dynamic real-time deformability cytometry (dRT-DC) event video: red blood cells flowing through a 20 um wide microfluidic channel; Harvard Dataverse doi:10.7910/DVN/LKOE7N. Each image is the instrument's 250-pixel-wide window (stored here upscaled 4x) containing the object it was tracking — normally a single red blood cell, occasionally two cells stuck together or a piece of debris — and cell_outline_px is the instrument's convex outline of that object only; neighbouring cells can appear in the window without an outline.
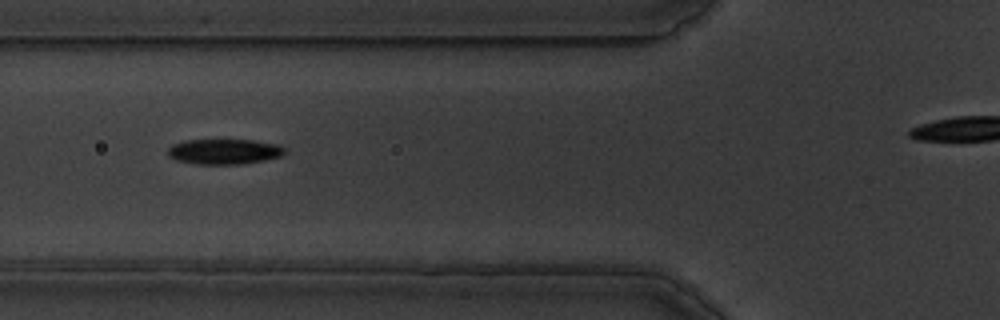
{"species": "common noctule bat (a hibernating species)", "species_latin": "Nyctalus noctula", "temperature_condition": "warm", "stored_images_in_passage": 36, "camera_frame_rate_fps": 3000, "um_per_image_px": 0.085, "animal": {"sex": "male", "body_mass_g": 19.5, "forearm_length_mm": 54.6}, "frame": {"image": 1, "passage_image": 7, "time_ms": 2.0, "image_size_px": [1000, 320], "cell_outline_px": [[284, 152], [280, 156], [264, 160], [244, 164], [196, 164], [176, 160], [168, 156], [168, 148], [172, 144], [184, 140], [252, 140], [276, 144], [284, 148]], "centroid_in_image_um": [19.0, 12.88], "position_along_channel_um": 106.8, "area_um2": 17.17}}
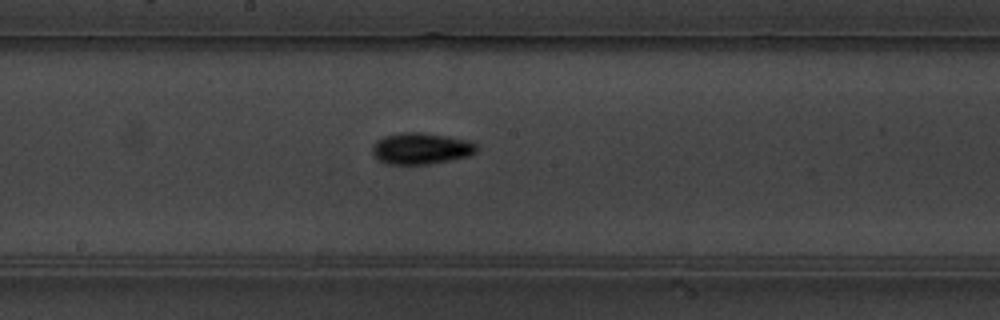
{"frame": {"image": 2, "passage_image": 16, "time_ms": 5.0, "image_size_px": [1000, 320], "cell_outline_px": [[480, 148], [476, 152], [468, 156], [428, 164], [388, 164], [380, 160], [372, 152], [372, 148], [376, 140], [384, 136], [400, 132], [420, 132], [448, 136], [468, 140], [476, 144]], "centroid_in_image_um": [35.8, 12.61], "position_along_channel_um": 212.4, "area_um2": 19.07}}
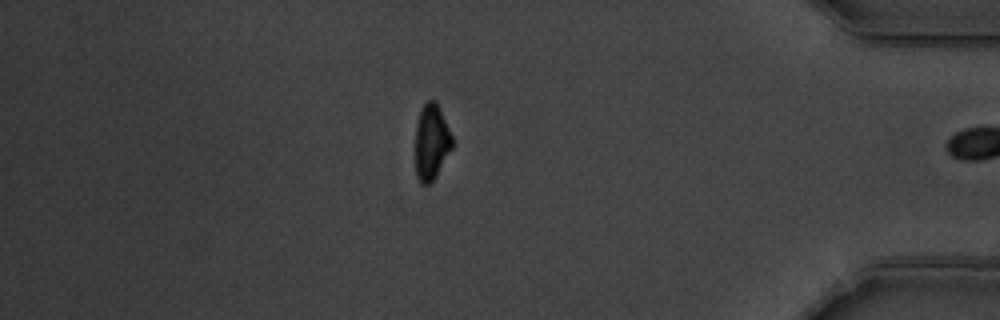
{"frame": {"image": 3, "passage_image": 35, "time_ms": 11.333, "image_size_px": [1000, 320], "cell_outline_px": [[452, 148], [436, 176], [428, 184], [424, 184], [416, 176], [416, 124], [420, 112], [424, 104], [428, 100], [436, 100], [440, 108], [452, 136]], "centroid_in_image_um": [36.68, 12.05], "position_along_channel_um": 398.5, "area_um2": 16.01}, "authors_computed_cell_mechanics": {"area_um2": 17.629, "velocity_mm_per_s": 3.5179, "shape_relaxation_time_tau1_ms": 3.3724, "shape_relaxation_time_tau2_ms": 9.2288, "deformation_change_tau1": 0.1489, "deformation_change_tau2": 0.1406}}